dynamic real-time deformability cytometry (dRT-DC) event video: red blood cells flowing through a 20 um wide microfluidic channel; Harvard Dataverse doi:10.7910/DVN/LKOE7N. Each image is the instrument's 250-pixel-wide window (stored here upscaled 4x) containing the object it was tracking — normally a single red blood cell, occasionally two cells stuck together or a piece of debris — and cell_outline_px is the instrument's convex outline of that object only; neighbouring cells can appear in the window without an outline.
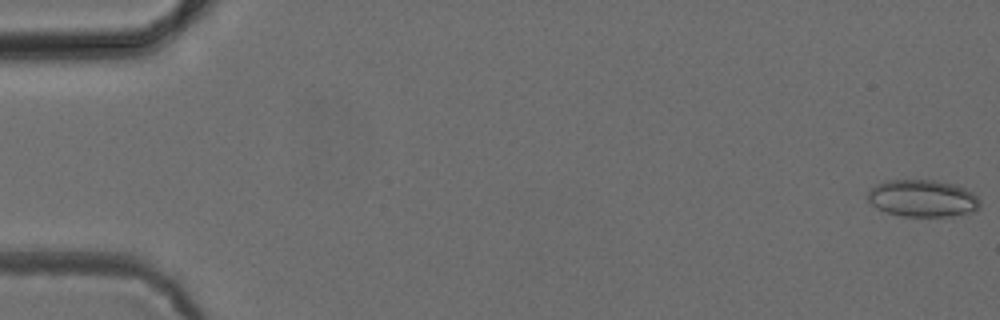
{"species": "common noctule bat (a hibernating species)", "species_latin": "Nyctalus noctula", "temperature_condition": "cold", "stored_images_in_passage": 4, "camera_frame_rate_fps": 3000, "um_per_image_px": 0.085, "animal": {"sex": "female", "body_mass_g": 24.6, "forearm_length_mm": 56.2}, "frame": {"image": 1, "passage_image": 1, "time_ms": 0.0, "image_size_px": [1000, 320], "cell_outline_px": [[980, 208], [972, 212], [952, 216], [900, 216], [876, 208], [868, 200], [868, 188], [876, 184], [888, 180], [932, 180], [952, 184], [964, 188], [972, 192], [980, 200]], "centroid_in_image_um": [78.41, 16.86], "position_along_channel_um": 6.6, "area_um2": 24.28}}